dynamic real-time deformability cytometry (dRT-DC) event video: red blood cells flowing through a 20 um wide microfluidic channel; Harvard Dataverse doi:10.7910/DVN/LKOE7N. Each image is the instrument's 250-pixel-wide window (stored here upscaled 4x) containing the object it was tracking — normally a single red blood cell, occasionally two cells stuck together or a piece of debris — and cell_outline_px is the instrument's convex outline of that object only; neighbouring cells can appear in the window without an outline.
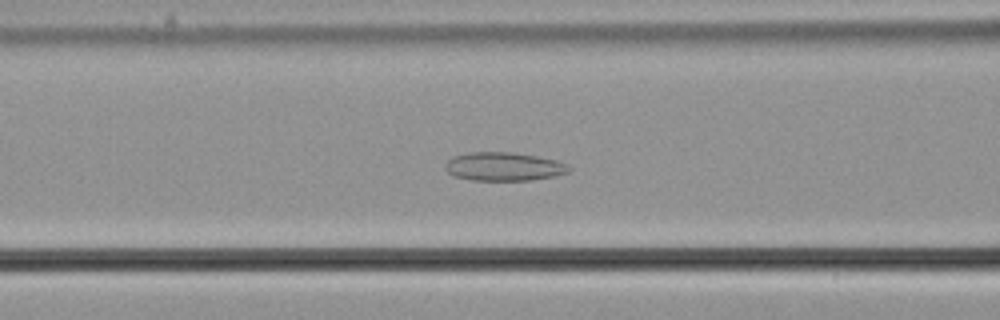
{"species": "common noctule bat (a hibernating species)", "species_latin": "Nyctalus noctula", "temperature_condition": "cold", "stored_images_in_passage": 49, "camera_frame_rate_fps": 3000, "um_per_image_px": 0.085, "animal": {"sex": "male", "body_mass_g": 21.5, "forearm_length_mm": 52.0}, "frame": {"image": 1, "passage_image": 16, "time_ms": 5.0, "image_size_px": [1000, 320], "cell_outline_px": [[572, 168], [568, 172], [556, 176], [532, 180], [472, 180], [456, 176], [448, 172], [444, 168], [444, 164], [452, 156], [468, 152], [512, 152], [536, 156], [556, 160], [568, 164]], "centroid_in_image_um": [42.83, 14.15], "position_along_channel_um": 123.8, "area_um2": 20.69}}
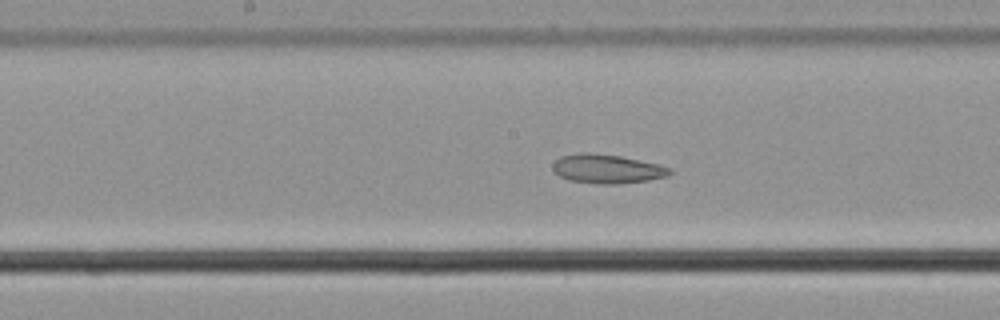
{"frame": {"image": 2, "passage_image": 22, "time_ms": 7.0, "image_size_px": [1000, 320], "cell_outline_px": [[672, 172], [668, 176], [648, 180], [616, 184], [600, 184], [568, 180], [560, 176], [552, 168], [552, 164], [560, 156], [580, 152], [588, 152], [620, 156], [660, 164], [672, 168]], "centroid_in_image_um": [51.61, 14.34], "position_along_channel_um": 196.6, "area_um2": 19.88}}
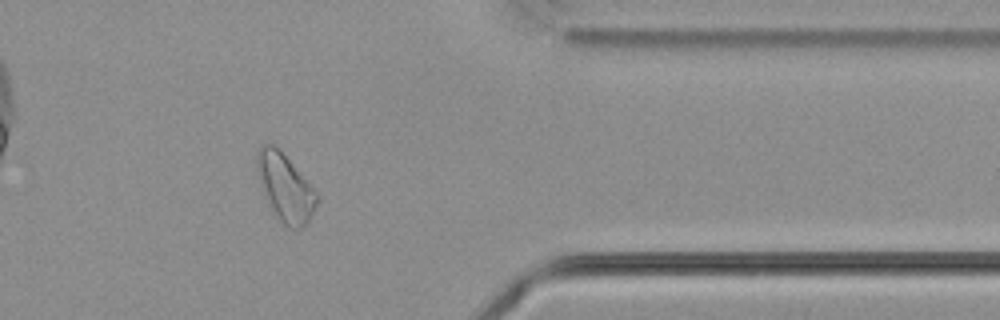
{"frame": {"image": 3, "passage_image": 39, "time_ms": 12.667, "image_size_px": [1000, 320], "cell_outline_px": [[320, 200], [308, 224], [300, 228], [292, 228], [284, 224], [276, 216], [268, 204], [256, 168], [256, 152], [260, 144], [272, 144], [288, 160], [320, 196]], "centroid_in_image_um": [24.26, 15.97], "position_along_channel_um": 387.1, "area_um2": 23.18}, "authors_computed_cell_mechanics": {"area_um2": 22.831, "velocity_mm_per_s": 3.6494, "shape_relaxation_time_tau1_ms": null, "shape_relaxation_time_tau2_ms": 2.4266, "deformation_change_tau1": null, "deformation_change_tau2": 0.086}}